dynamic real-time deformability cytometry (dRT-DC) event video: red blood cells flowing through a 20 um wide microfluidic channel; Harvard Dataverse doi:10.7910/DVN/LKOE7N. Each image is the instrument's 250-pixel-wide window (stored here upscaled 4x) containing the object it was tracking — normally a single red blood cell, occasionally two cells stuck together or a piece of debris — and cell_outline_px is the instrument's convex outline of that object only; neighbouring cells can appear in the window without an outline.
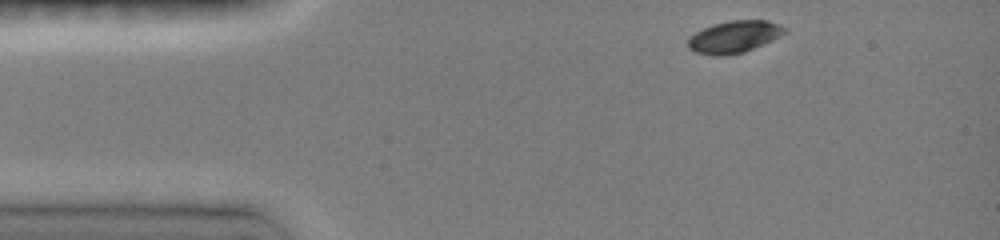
{"species": "common noctule bat (a hibernating species)", "species_latin": "Nyctalus noctula", "temperature_condition": "room temperature", "stored_images_in_passage": 3, "camera_frame_rate_fps": 3000, "um_per_image_px": 0.085, "animal": {"sex": "female", "body_mass_g": 19.0, "forearm_length_mm": 51.5}, "frame": {"image": 1, "passage_image": 1, "time_ms": 0.0, "image_size_px": [1000, 240], "cell_outline_px": [[788, 32], [772, 40], [744, 52], [728, 56], [712, 56], [696, 52], [688, 48], [688, 36], [712, 24], [732, 20], [768, 20], [780, 24], [788, 28]], "centroid_in_image_um": [62.42, 3.13], "position_along_channel_um": 22.6, "area_um2": 18.32}}